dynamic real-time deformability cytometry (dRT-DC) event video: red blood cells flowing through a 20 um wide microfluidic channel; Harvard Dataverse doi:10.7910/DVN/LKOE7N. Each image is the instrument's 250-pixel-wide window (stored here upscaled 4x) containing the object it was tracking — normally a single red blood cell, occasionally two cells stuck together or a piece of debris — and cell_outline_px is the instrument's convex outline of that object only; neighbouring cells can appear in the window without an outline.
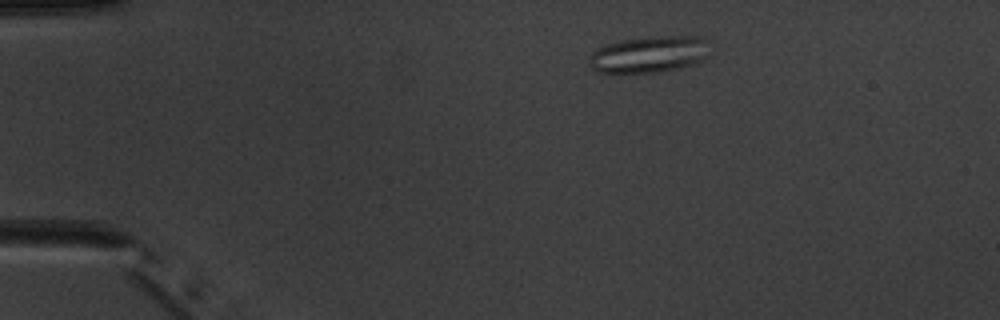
{"species": "common noctule bat (a hibernating species)", "species_latin": "Nyctalus noctula", "temperature_condition": "warm", "stored_images_in_passage": 3, "camera_frame_rate_fps": 3000, "um_per_image_px": 0.085, "animal": {"sex": "male", "body_mass_g": 20.1, "forearm_length_mm": 53.5}, "frame": {"image": 1, "passage_image": 2, "time_ms": 1.0, "image_size_px": [1000, 320], "cell_outline_px": [[708, 40], [704, 56], [700, 60], [676, 68], [656, 72], [596, 72], [592, 68], [588, 60], [592, 52], [596, 48], [608, 44], [624, 40], [656, 36], [704, 36]], "centroid_in_image_um": [55.12, 4.6], "position_along_channel_um": 29.9, "area_um2": 25.09}}